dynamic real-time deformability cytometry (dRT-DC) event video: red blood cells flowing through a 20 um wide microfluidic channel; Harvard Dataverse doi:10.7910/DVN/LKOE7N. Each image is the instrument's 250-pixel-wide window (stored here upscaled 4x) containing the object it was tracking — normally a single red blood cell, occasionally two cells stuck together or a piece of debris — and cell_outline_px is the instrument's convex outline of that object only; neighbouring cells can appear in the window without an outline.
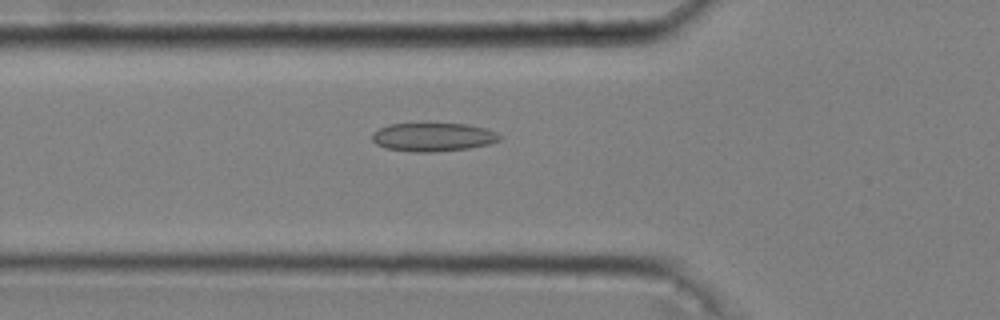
{"species": "common noctule bat (a hibernating species)", "species_latin": "Nyctalus noctula", "temperature_condition": "cold", "stored_images_in_passage": 35, "camera_frame_rate_fps": 3000, "um_per_image_px": 0.085, "animal": {"sex": "male", "body_mass_g": 20.4}, "frame": {"image": 1, "passage_image": 5, "time_ms": 1.333, "image_size_px": [1000, 320], "cell_outline_px": [[504, 136], [500, 140], [488, 144], [468, 148], [432, 152], [412, 152], [384, 148], [376, 144], [372, 140], [372, 132], [380, 128], [392, 124], [468, 124], [484, 128], [496, 132]], "centroid_in_image_um": [36.81, 11.66], "position_along_channel_um": 89.0, "area_um2": 21.15}}
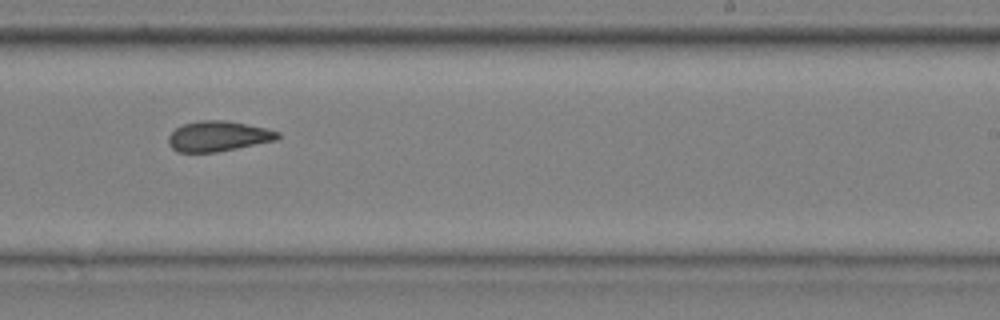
{"frame": {"image": 2, "passage_image": 20, "time_ms": 6.333, "image_size_px": [1000, 320], "cell_outline_px": [[280, 136], [276, 140], [216, 152], [176, 152], [168, 144], [168, 136], [176, 128], [184, 124], [200, 120], [224, 120], [268, 128], [280, 132]], "centroid_in_image_um": [18.54, 11.57], "position_along_channel_um": 270.5, "area_um2": 19.25}}
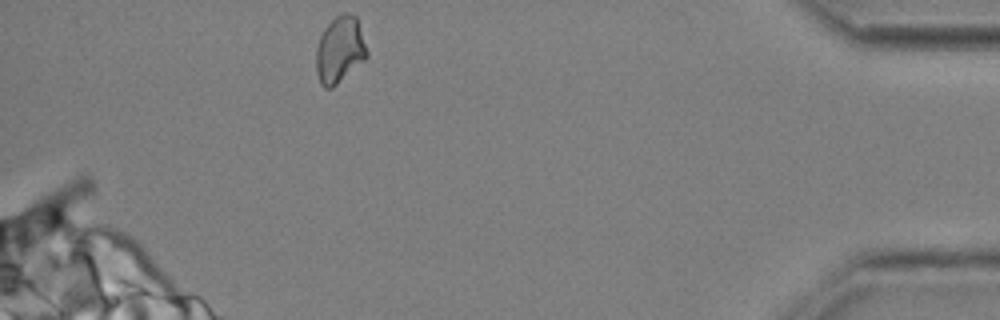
{"frame": {"image": 3, "passage_image": 35, "time_ms": 11.333, "image_size_px": [1000, 320], "cell_outline_px": [[368, 56], [364, 60], [332, 88], [324, 88], [320, 84], [316, 72], [316, 48], [320, 36], [324, 28], [336, 16], [344, 12], [348, 12], [356, 16], [368, 52]], "centroid_in_image_um": [28.86, 4.23], "position_along_channel_um": 406.3, "area_um2": 19.65}, "authors_computed_cell_mechanics": {"area_um2": 19.7098, "velocity_mm_per_s": 3.6275, "shape_relaxation_time_tau1_ms": null, "shape_relaxation_time_tau2_ms": 3.4514, "deformation_change_tau1": null, "deformation_change_tau2": 0.0903}}